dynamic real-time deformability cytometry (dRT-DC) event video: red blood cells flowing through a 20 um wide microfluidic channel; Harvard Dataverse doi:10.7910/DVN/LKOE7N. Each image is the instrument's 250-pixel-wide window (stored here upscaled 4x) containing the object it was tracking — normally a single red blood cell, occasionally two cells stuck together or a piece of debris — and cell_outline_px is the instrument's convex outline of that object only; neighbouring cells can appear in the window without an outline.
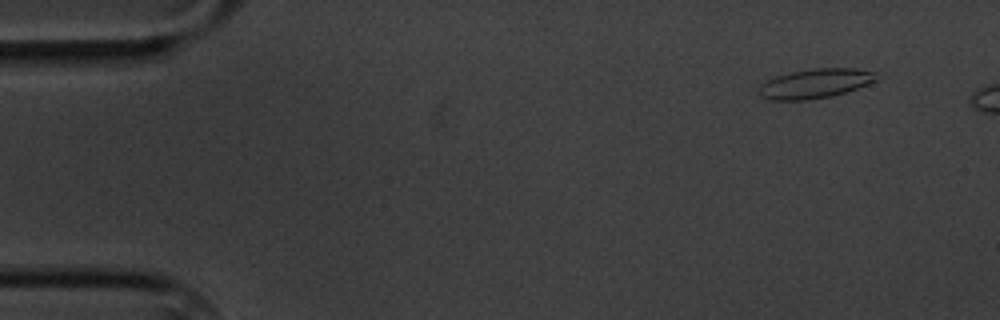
{"species": "common noctule bat (a hibernating species)", "species_latin": "Nyctalus noctula", "temperature_condition": "cold", "stored_images_in_passage": 3, "camera_frame_rate_fps": 3000, "um_per_image_px": 0.085, "animal": {"sex": "male", "body_mass_g": 20.1, "forearm_length_mm": 53.5}, "frame": {"image": 1, "passage_image": 1, "time_ms": 0.0, "image_size_px": [1000, 320], "cell_outline_px": [[876, 80], [868, 84], [832, 96], [808, 100], [772, 100], [760, 96], [760, 84], [776, 76], [792, 72], [812, 68], [856, 68], [876, 72]], "centroid_in_image_um": [69.29, 7.09], "position_along_channel_um": 15.7, "area_um2": 20.0}}